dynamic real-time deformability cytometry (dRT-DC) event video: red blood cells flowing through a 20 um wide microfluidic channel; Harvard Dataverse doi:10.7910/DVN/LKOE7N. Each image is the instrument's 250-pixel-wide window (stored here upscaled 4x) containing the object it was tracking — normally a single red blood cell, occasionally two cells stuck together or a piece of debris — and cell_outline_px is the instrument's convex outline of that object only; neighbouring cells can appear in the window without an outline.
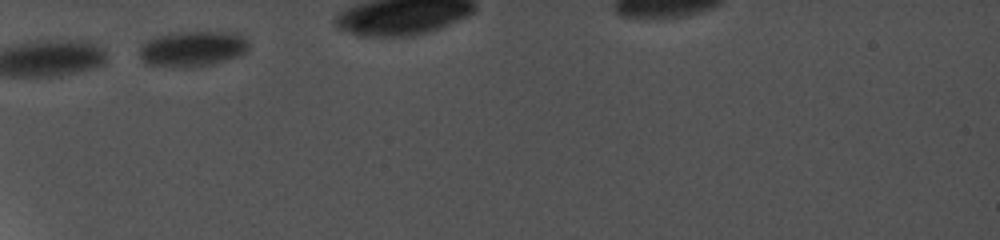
{"species": "common noctule bat (a hibernating species)", "species_latin": "Nyctalus noctula", "temperature_condition": "cold", "stored_images_in_passage": 3, "camera_frame_rate_fps": 5000, "um_per_image_px": 0.085, "animal": {"sex": "female", "body_mass_g": 19.0, "forearm_length_mm": 56.7}, "frame": {"image": 1, "passage_image": 1, "time_ms": 0.0, "image_size_px": [1000, 240], "cell_outline_px": [[248, 52], [240, 56], [216, 64], [196, 68], [176, 68], [144, 64], [140, 60], [140, 44], [144, 40], [152, 36], [176, 32], [232, 32], [244, 36], [248, 40]], "centroid_in_image_um": [16.34, 4.17], "position_along_channel_um": 68.7, "area_um2": 23.64}}